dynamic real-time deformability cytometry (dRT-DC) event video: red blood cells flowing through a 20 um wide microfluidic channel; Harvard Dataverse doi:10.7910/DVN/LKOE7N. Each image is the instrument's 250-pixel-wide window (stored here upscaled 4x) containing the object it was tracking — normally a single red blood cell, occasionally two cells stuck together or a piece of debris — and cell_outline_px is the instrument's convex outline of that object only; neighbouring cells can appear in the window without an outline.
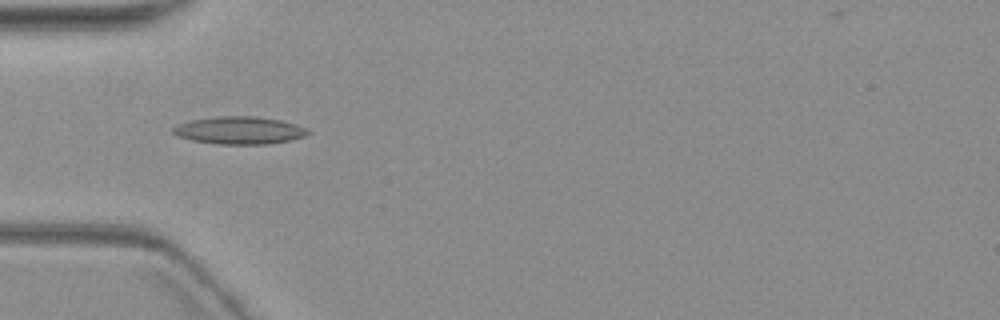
{"species": "common noctule bat (a hibernating species)", "species_latin": "Nyctalus noctula", "temperature_condition": "warm", "stored_images_in_passage": 5, "camera_frame_rate_fps": 3000, "um_per_image_px": 0.085, "animal": {"sex": "female", "body_mass_g": 19.3, "forearm_length_mm": 54.1}, "frame": {"image": 1, "passage_image": 2, "time_ms": 1.0, "image_size_px": [1000, 320], "cell_outline_px": [[312, 132], [304, 136], [288, 140], [268, 144], [216, 144], [192, 140], [176, 136], [172, 132], [172, 128], [176, 124], [192, 120], [216, 116], [256, 116], [280, 120], [296, 124], [308, 128]], "centroid_in_image_um": [20.33, 11.07], "position_along_channel_um": 64.7, "area_um2": 21.79}}
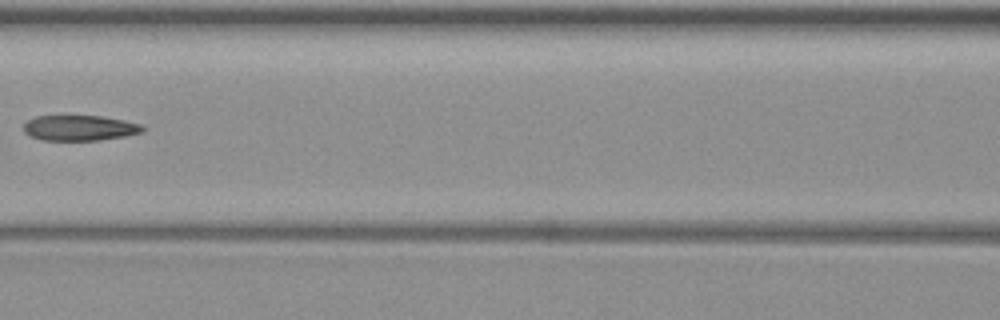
{"frame": {"image": 2, "passage_image": 4, "time_ms": 3.667, "image_size_px": [1000, 320], "cell_outline_px": [[144, 132], [124, 136], [100, 140], [40, 140], [24, 132], [24, 124], [28, 120], [36, 116], [100, 116], [124, 120], [144, 124]], "centroid_in_image_um": [6.81, 10.87], "position_along_channel_um": 159.8, "area_um2": 17.63}}
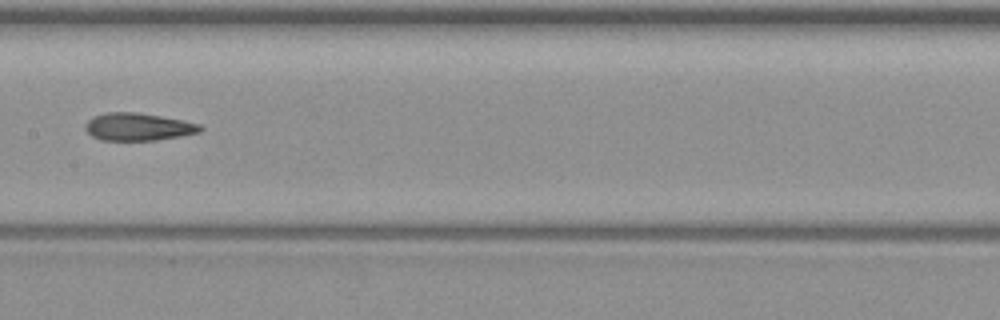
{"frame": {"image": 3, "passage_image": 5, "time_ms": 4.667, "image_size_px": [1000, 320], "cell_outline_px": [[204, 128], [200, 132], [180, 136], [156, 140], [100, 140], [92, 136], [84, 128], [84, 124], [92, 116], [108, 112], [136, 112], [160, 116], [200, 124]], "centroid_in_image_um": [11.71, 10.78], "position_along_channel_um": 195.7, "area_um2": 18.44}}